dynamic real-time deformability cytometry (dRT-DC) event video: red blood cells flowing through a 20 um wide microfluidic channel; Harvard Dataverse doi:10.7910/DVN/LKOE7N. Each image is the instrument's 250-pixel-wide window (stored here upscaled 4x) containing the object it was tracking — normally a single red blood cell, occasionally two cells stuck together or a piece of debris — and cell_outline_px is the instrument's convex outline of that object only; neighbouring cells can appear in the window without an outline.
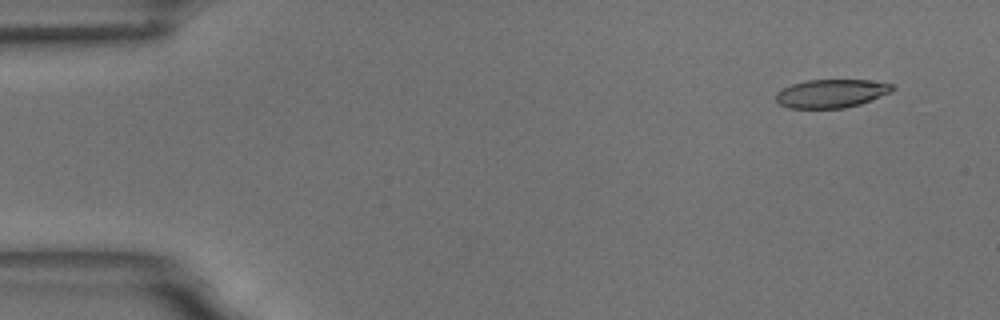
{"species": "common noctule bat (a hibernating species)", "species_latin": "Nyctalus noctula", "temperature_condition": "room temperature", "stored_images_in_passage": 54, "camera_frame_rate_fps": 3000, "um_per_image_px": 0.085, "animal": {"sex": "male", "body_mass_g": 18.8}, "frame": {"image": 1, "passage_image": 4, "time_ms": 1.0, "image_size_px": [1000, 320], "cell_outline_px": [[896, 88], [892, 92], [860, 104], [844, 108], [788, 108], [780, 104], [776, 100], [776, 92], [792, 84], [808, 80], [868, 80], [892, 84]], "centroid_in_image_um": [70.68, 7.95], "position_along_channel_um": 14.3, "area_um2": 19.25}}
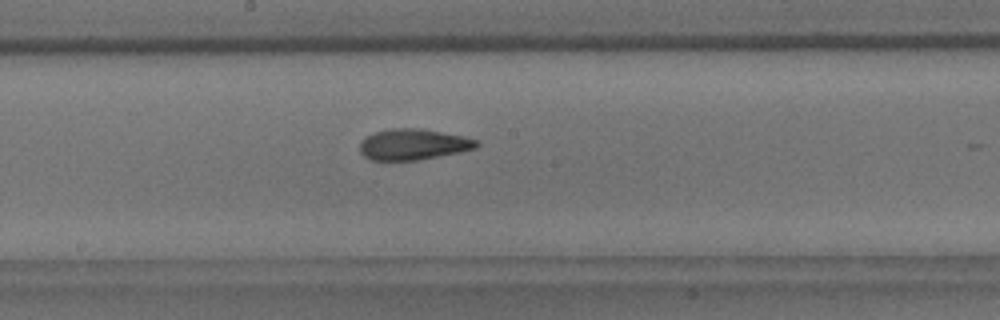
{"frame": {"image": 2, "passage_image": 29, "time_ms": 9.333, "image_size_px": [1000, 320], "cell_outline_px": [[480, 144], [476, 148], [460, 152], [420, 160], [372, 160], [364, 156], [360, 152], [360, 140], [372, 132], [392, 128], [420, 128], [464, 136], [476, 140]], "centroid_in_image_um": [35.1, 12.27], "position_along_channel_um": 213.1, "area_um2": 21.21}}
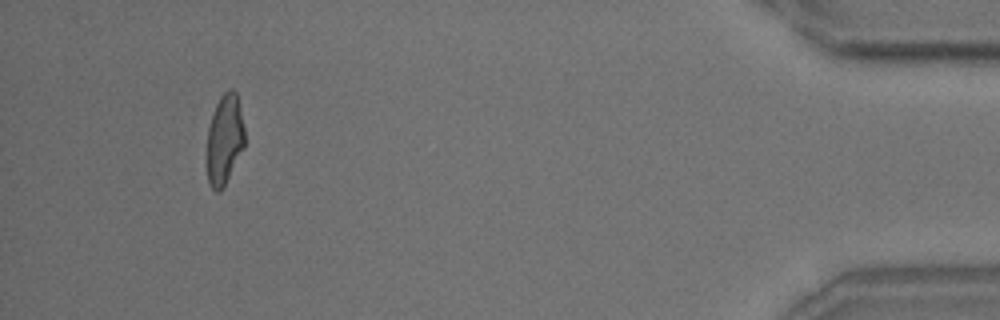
{"frame": {"image": 3, "passage_image": 51, "time_ms": 16.667, "image_size_px": [1000, 320], "cell_outline_px": [[244, 148], [220, 192], [216, 192], [208, 184], [208, 128], [216, 104], [220, 96], [228, 88], [232, 88], [236, 92], [244, 128]], "centroid_in_image_um": [19.09, 11.84], "position_along_channel_um": 416.1, "area_um2": 19.48}, "authors_computed_cell_mechanics": {"area_um2": 20.7213, "velocity_mm_per_s": 3.6952, "shape_relaxation_time_tau1_ms": 5.7483, "shape_relaxation_time_tau2_ms": 2.0595, "deformation_change_tau1": 0.1736, "deformation_change_tau2": 0.0996}}